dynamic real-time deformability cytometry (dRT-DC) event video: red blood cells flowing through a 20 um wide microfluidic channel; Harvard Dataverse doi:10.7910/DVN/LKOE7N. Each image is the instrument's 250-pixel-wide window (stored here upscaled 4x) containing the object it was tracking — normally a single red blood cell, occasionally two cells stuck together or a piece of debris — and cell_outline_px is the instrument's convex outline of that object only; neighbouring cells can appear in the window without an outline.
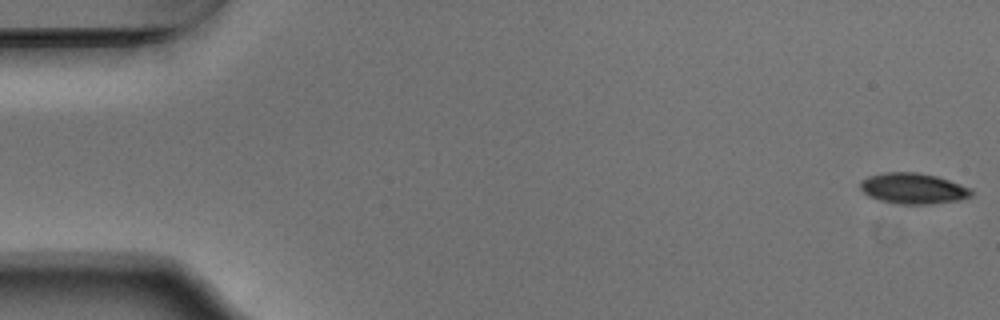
{"species": "Egyptian fruit bat (a non-hibernating species)", "species_latin": "Rousettus aegyptiacus", "temperature_condition": "warm", "stored_images_in_passage": 54, "camera_frame_rate_fps": 3000, "um_per_image_px": 0.085, "animal": {"sex": "male"}, "frame": {"image": 1, "passage_image": 1, "time_ms": 0.0, "image_size_px": [1000, 320], "cell_outline_px": [[972, 196], [960, 200], [932, 204], [896, 204], [880, 200], [868, 196], [860, 188], [860, 180], [868, 176], [884, 172], [920, 172], [936, 176], [972, 188]], "centroid_in_image_um": [77.61, 16.02], "position_along_channel_um": 7.4, "area_um2": 20.11}}
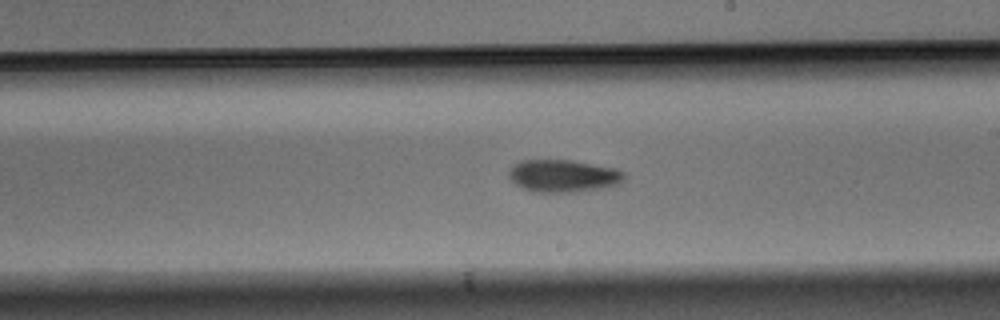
{"frame": {"image": 2, "passage_image": 31, "time_ms": 10.0, "image_size_px": [1000, 320], "cell_outline_px": [[624, 180], [620, 184], [600, 188], [576, 192], [532, 192], [520, 188], [508, 176], [508, 172], [512, 164], [520, 160], [572, 160], [616, 168], [624, 172]], "centroid_in_image_um": [47.85, 14.95], "position_along_channel_um": 241.2, "area_um2": 22.08}}
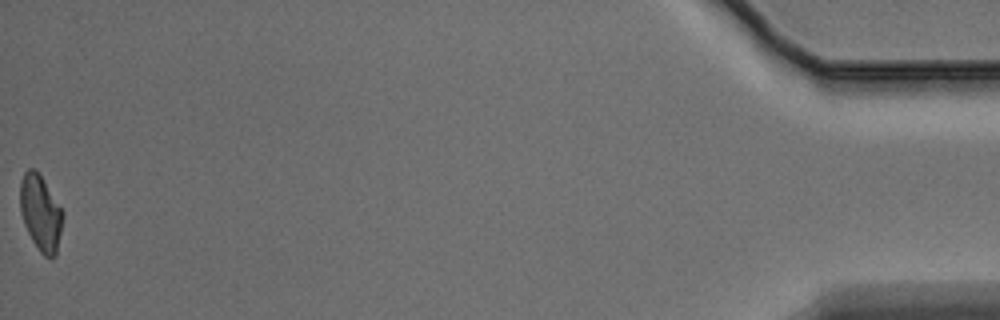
{"frame": {"image": 3, "passage_image": 54, "time_ms": 17.667, "image_size_px": [1000, 320], "cell_outline_px": [[64, 216], [56, 256], [52, 260], [44, 256], [40, 252], [32, 240], [24, 224], [20, 212], [20, 184], [24, 172], [28, 168], [36, 168], [64, 212]], "centroid_in_image_um": [3.46, 18.11], "position_along_channel_um": 431.7, "area_um2": 19.07}, "authors_computed_cell_mechanics": {"area_um2": 20.6635, "velocity_mm_per_s": 3.7656, "shape_relaxation_time_tau1_ms": 4.3746, "shape_relaxation_time_tau2_ms": null, "deformation_change_tau1": 0.1176, "deformation_change_tau2": null}}